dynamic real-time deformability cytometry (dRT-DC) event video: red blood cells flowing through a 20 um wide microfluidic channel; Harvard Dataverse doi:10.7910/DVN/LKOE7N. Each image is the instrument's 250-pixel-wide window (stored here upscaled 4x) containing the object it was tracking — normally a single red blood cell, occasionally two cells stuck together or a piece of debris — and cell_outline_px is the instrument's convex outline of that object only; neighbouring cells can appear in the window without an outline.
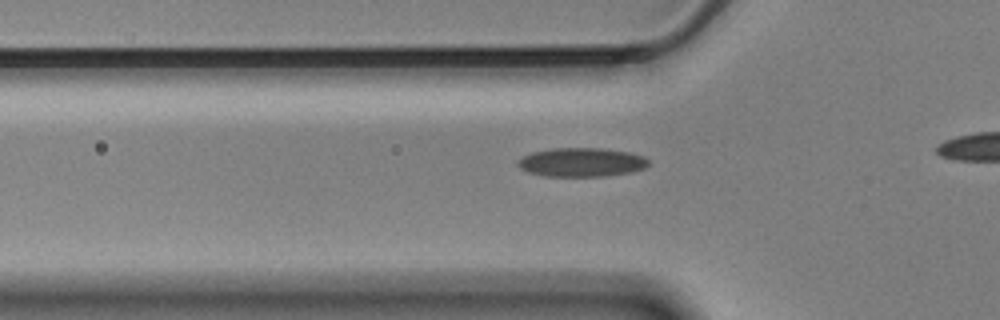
{"species": "Egyptian fruit bat (a non-hibernating species)", "species_latin": "Rousettus aegyptiacus", "temperature_condition": "cold", "stored_images_in_passage": 40, "camera_frame_rate_fps": 3000, "um_per_image_px": 0.085, "animal": {"sex": "male"}, "frame": {"image": 1, "passage_image": 13, "time_ms": 4.0, "image_size_px": [1000, 320], "cell_outline_px": [[648, 164], [644, 168], [632, 172], [604, 176], [544, 176], [528, 172], [520, 168], [516, 164], [516, 160], [532, 152], [552, 148], [600, 148], [628, 152], [644, 156], [648, 160]], "centroid_in_image_um": [49.4, 13.79], "position_along_channel_um": 76.4, "area_um2": 22.02}}
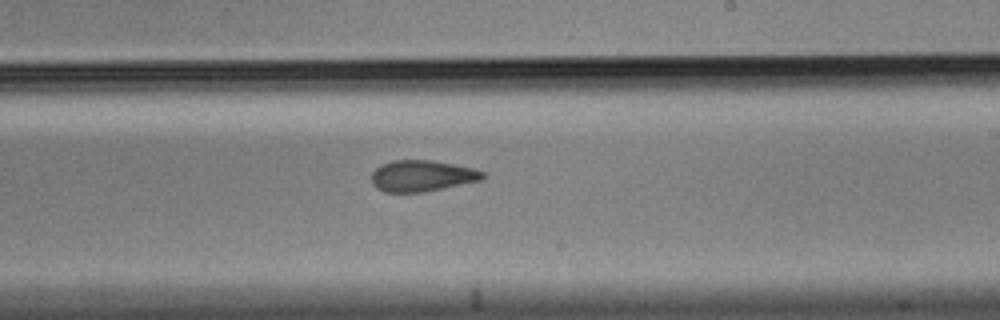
{"frame": {"image": 2, "passage_image": 28, "time_ms": 9.0, "image_size_px": [1000, 320], "cell_outline_px": [[484, 176], [480, 180], [424, 192], [384, 192], [376, 188], [372, 184], [372, 172], [380, 164], [392, 160], [432, 160], [472, 168], [484, 172]], "centroid_in_image_um": [35.81, 14.94], "position_along_channel_um": 253.2, "area_um2": 20.11}}
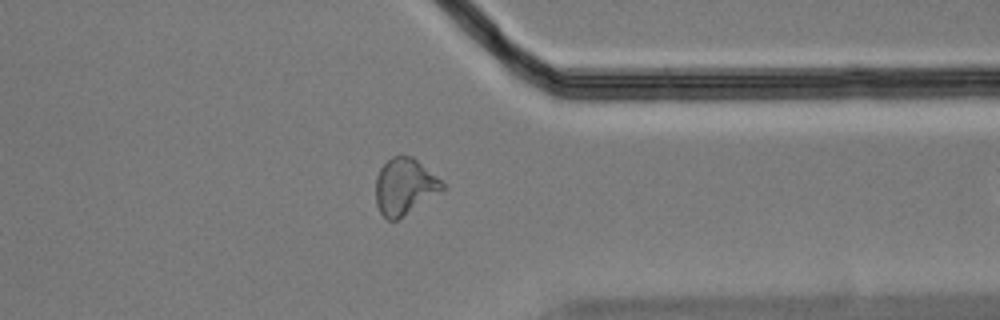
{"frame": {"image": 3, "passage_image": 39, "time_ms": 12.667, "image_size_px": [1000, 320], "cell_outline_px": [[444, 188], [396, 220], [388, 220], [380, 212], [376, 204], [376, 176], [380, 168], [392, 156], [400, 152], [412, 156], [440, 180], [444, 184]], "centroid_in_image_um": [34.33, 15.8], "position_along_channel_um": 377.1, "area_um2": 21.44}}